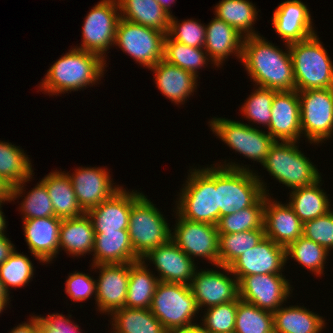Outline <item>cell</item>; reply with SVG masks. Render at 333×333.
Returning <instances> with one entry per match:
<instances>
[{"mask_svg": "<svg viewBox=\"0 0 333 333\" xmlns=\"http://www.w3.org/2000/svg\"><path fill=\"white\" fill-rule=\"evenodd\" d=\"M285 47L287 51L260 35L244 37L241 63L255 86L276 91L295 90L289 44L285 43Z\"/></svg>", "mask_w": 333, "mask_h": 333, "instance_id": "cell-1", "label": "cell"}, {"mask_svg": "<svg viewBox=\"0 0 333 333\" xmlns=\"http://www.w3.org/2000/svg\"><path fill=\"white\" fill-rule=\"evenodd\" d=\"M106 65L99 55L72 48L47 70L40 91L50 96L86 89L101 80Z\"/></svg>", "mask_w": 333, "mask_h": 333, "instance_id": "cell-2", "label": "cell"}, {"mask_svg": "<svg viewBox=\"0 0 333 333\" xmlns=\"http://www.w3.org/2000/svg\"><path fill=\"white\" fill-rule=\"evenodd\" d=\"M263 181L249 166L232 161L217 163L215 188L218 190V220L252 206L264 193L270 196Z\"/></svg>", "mask_w": 333, "mask_h": 333, "instance_id": "cell-3", "label": "cell"}, {"mask_svg": "<svg viewBox=\"0 0 333 333\" xmlns=\"http://www.w3.org/2000/svg\"><path fill=\"white\" fill-rule=\"evenodd\" d=\"M201 169L191 168L183 184L176 212L184 219L216 225L218 222V190L215 188V164Z\"/></svg>", "mask_w": 333, "mask_h": 333, "instance_id": "cell-4", "label": "cell"}, {"mask_svg": "<svg viewBox=\"0 0 333 333\" xmlns=\"http://www.w3.org/2000/svg\"><path fill=\"white\" fill-rule=\"evenodd\" d=\"M295 90L333 88V62L317 34L289 44Z\"/></svg>", "mask_w": 333, "mask_h": 333, "instance_id": "cell-5", "label": "cell"}, {"mask_svg": "<svg viewBox=\"0 0 333 333\" xmlns=\"http://www.w3.org/2000/svg\"><path fill=\"white\" fill-rule=\"evenodd\" d=\"M149 309L168 332L199 325L193 319L199 309L190 285L160 281Z\"/></svg>", "mask_w": 333, "mask_h": 333, "instance_id": "cell-6", "label": "cell"}, {"mask_svg": "<svg viewBox=\"0 0 333 333\" xmlns=\"http://www.w3.org/2000/svg\"><path fill=\"white\" fill-rule=\"evenodd\" d=\"M294 141H275L261 164L279 183L297 189L321 179L318 169L305 157Z\"/></svg>", "mask_w": 333, "mask_h": 333, "instance_id": "cell-7", "label": "cell"}, {"mask_svg": "<svg viewBox=\"0 0 333 333\" xmlns=\"http://www.w3.org/2000/svg\"><path fill=\"white\" fill-rule=\"evenodd\" d=\"M159 209L143 194L131 207L128 233L134 253L141 259L171 239V229Z\"/></svg>", "mask_w": 333, "mask_h": 333, "instance_id": "cell-8", "label": "cell"}, {"mask_svg": "<svg viewBox=\"0 0 333 333\" xmlns=\"http://www.w3.org/2000/svg\"><path fill=\"white\" fill-rule=\"evenodd\" d=\"M166 33L120 18L114 46L131 56L145 68L155 66L164 58Z\"/></svg>", "mask_w": 333, "mask_h": 333, "instance_id": "cell-9", "label": "cell"}, {"mask_svg": "<svg viewBox=\"0 0 333 333\" xmlns=\"http://www.w3.org/2000/svg\"><path fill=\"white\" fill-rule=\"evenodd\" d=\"M212 132L235 152L262 164L275 140L265 131L250 124L225 118L209 121Z\"/></svg>", "mask_w": 333, "mask_h": 333, "instance_id": "cell-10", "label": "cell"}, {"mask_svg": "<svg viewBox=\"0 0 333 333\" xmlns=\"http://www.w3.org/2000/svg\"><path fill=\"white\" fill-rule=\"evenodd\" d=\"M301 131L312 144L322 143L333 135V88L298 92Z\"/></svg>", "mask_w": 333, "mask_h": 333, "instance_id": "cell-11", "label": "cell"}, {"mask_svg": "<svg viewBox=\"0 0 333 333\" xmlns=\"http://www.w3.org/2000/svg\"><path fill=\"white\" fill-rule=\"evenodd\" d=\"M119 19L117 0L99 1L85 17L81 46L74 48L97 54L107 61L106 51L114 45Z\"/></svg>", "mask_w": 333, "mask_h": 333, "instance_id": "cell-12", "label": "cell"}, {"mask_svg": "<svg viewBox=\"0 0 333 333\" xmlns=\"http://www.w3.org/2000/svg\"><path fill=\"white\" fill-rule=\"evenodd\" d=\"M177 222L171 240L191 259L201 257L212 265H219V233L216 225L193 222L182 218L176 211ZM206 258V259H205Z\"/></svg>", "mask_w": 333, "mask_h": 333, "instance_id": "cell-13", "label": "cell"}, {"mask_svg": "<svg viewBox=\"0 0 333 333\" xmlns=\"http://www.w3.org/2000/svg\"><path fill=\"white\" fill-rule=\"evenodd\" d=\"M216 267L226 274L212 269L196 270L190 283L199 311L202 307L209 308L235 301L239 297L238 280L232 274L230 268L222 265Z\"/></svg>", "mask_w": 333, "mask_h": 333, "instance_id": "cell-14", "label": "cell"}, {"mask_svg": "<svg viewBox=\"0 0 333 333\" xmlns=\"http://www.w3.org/2000/svg\"><path fill=\"white\" fill-rule=\"evenodd\" d=\"M238 288L241 300L270 312L277 311L293 290L282 274L244 276L238 282Z\"/></svg>", "mask_w": 333, "mask_h": 333, "instance_id": "cell-15", "label": "cell"}, {"mask_svg": "<svg viewBox=\"0 0 333 333\" xmlns=\"http://www.w3.org/2000/svg\"><path fill=\"white\" fill-rule=\"evenodd\" d=\"M286 261V248L264 236L258 244L243 252L230 266L238 282L248 275L282 274Z\"/></svg>", "mask_w": 333, "mask_h": 333, "instance_id": "cell-16", "label": "cell"}, {"mask_svg": "<svg viewBox=\"0 0 333 333\" xmlns=\"http://www.w3.org/2000/svg\"><path fill=\"white\" fill-rule=\"evenodd\" d=\"M67 175L72 182L77 202L86 213L109 199L121 186L113 183L107 168L79 167Z\"/></svg>", "mask_w": 333, "mask_h": 333, "instance_id": "cell-17", "label": "cell"}, {"mask_svg": "<svg viewBox=\"0 0 333 333\" xmlns=\"http://www.w3.org/2000/svg\"><path fill=\"white\" fill-rule=\"evenodd\" d=\"M99 269L96 280V303L101 313L111 314L125 307L128 291L130 263L92 265Z\"/></svg>", "mask_w": 333, "mask_h": 333, "instance_id": "cell-18", "label": "cell"}, {"mask_svg": "<svg viewBox=\"0 0 333 333\" xmlns=\"http://www.w3.org/2000/svg\"><path fill=\"white\" fill-rule=\"evenodd\" d=\"M268 133L275 141L298 142L302 137L300 100L297 90L277 91L272 102Z\"/></svg>", "mask_w": 333, "mask_h": 333, "instance_id": "cell-19", "label": "cell"}, {"mask_svg": "<svg viewBox=\"0 0 333 333\" xmlns=\"http://www.w3.org/2000/svg\"><path fill=\"white\" fill-rule=\"evenodd\" d=\"M150 261L158 271V279L163 282L190 285L197 266L171 239L155 249L150 250L142 261Z\"/></svg>", "mask_w": 333, "mask_h": 333, "instance_id": "cell-20", "label": "cell"}, {"mask_svg": "<svg viewBox=\"0 0 333 333\" xmlns=\"http://www.w3.org/2000/svg\"><path fill=\"white\" fill-rule=\"evenodd\" d=\"M142 195L121 186L109 199L87 211L95 233L128 230L131 207Z\"/></svg>", "mask_w": 333, "mask_h": 333, "instance_id": "cell-21", "label": "cell"}, {"mask_svg": "<svg viewBox=\"0 0 333 333\" xmlns=\"http://www.w3.org/2000/svg\"><path fill=\"white\" fill-rule=\"evenodd\" d=\"M272 16L275 32L286 44L303 41L316 34L310 10L300 0L282 2Z\"/></svg>", "mask_w": 333, "mask_h": 333, "instance_id": "cell-22", "label": "cell"}, {"mask_svg": "<svg viewBox=\"0 0 333 333\" xmlns=\"http://www.w3.org/2000/svg\"><path fill=\"white\" fill-rule=\"evenodd\" d=\"M264 233L276 244L287 248L303 233V223L296 216L293 209L287 204H282L266 194L264 206Z\"/></svg>", "mask_w": 333, "mask_h": 333, "instance_id": "cell-23", "label": "cell"}, {"mask_svg": "<svg viewBox=\"0 0 333 333\" xmlns=\"http://www.w3.org/2000/svg\"><path fill=\"white\" fill-rule=\"evenodd\" d=\"M62 219L56 216L23 220V232L30 253L40 263H50L59 254Z\"/></svg>", "mask_w": 333, "mask_h": 333, "instance_id": "cell-24", "label": "cell"}, {"mask_svg": "<svg viewBox=\"0 0 333 333\" xmlns=\"http://www.w3.org/2000/svg\"><path fill=\"white\" fill-rule=\"evenodd\" d=\"M24 150L12 143L0 141V179L10 189V199L21 197L24 185L31 181L32 164Z\"/></svg>", "mask_w": 333, "mask_h": 333, "instance_id": "cell-25", "label": "cell"}, {"mask_svg": "<svg viewBox=\"0 0 333 333\" xmlns=\"http://www.w3.org/2000/svg\"><path fill=\"white\" fill-rule=\"evenodd\" d=\"M212 19L208 25H205L204 49L208 58L217 67L222 66L230 54H234L241 60L244 36L216 16Z\"/></svg>", "mask_w": 333, "mask_h": 333, "instance_id": "cell-26", "label": "cell"}, {"mask_svg": "<svg viewBox=\"0 0 333 333\" xmlns=\"http://www.w3.org/2000/svg\"><path fill=\"white\" fill-rule=\"evenodd\" d=\"M155 73V83L161 93L175 104H184L197 88V77L192 73L161 59L149 70Z\"/></svg>", "mask_w": 333, "mask_h": 333, "instance_id": "cell-27", "label": "cell"}, {"mask_svg": "<svg viewBox=\"0 0 333 333\" xmlns=\"http://www.w3.org/2000/svg\"><path fill=\"white\" fill-rule=\"evenodd\" d=\"M92 265L133 263L141 260L135 253L128 230L95 233Z\"/></svg>", "mask_w": 333, "mask_h": 333, "instance_id": "cell-28", "label": "cell"}, {"mask_svg": "<svg viewBox=\"0 0 333 333\" xmlns=\"http://www.w3.org/2000/svg\"><path fill=\"white\" fill-rule=\"evenodd\" d=\"M95 231L91 219L84 213L81 216L62 219L59 233V249L75 256L92 253Z\"/></svg>", "mask_w": 333, "mask_h": 333, "instance_id": "cell-29", "label": "cell"}, {"mask_svg": "<svg viewBox=\"0 0 333 333\" xmlns=\"http://www.w3.org/2000/svg\"><path fill=\"white\" fill-rule=\"evenodd\" d=\"M64 172H59L57 169L51 171L41 182L46 186L55 216L69 219L81 216L85 212L77 202L70 177Z\"/></svg>", "mask_w": 333, "mask_h": 333, "instance_id": "cell-30", "label": "cell"}, {"mask_svg": "<svg viewBox=\"0 0 333 333\" xmlns=\"http://www.w3.org/2000/svg\"><path fill=\"white\" fill-rule=\"evenodd\" d=\"M274 333H321L325 327L322 316L304 306L280 307L273 312Z\"/></svg>", "mask_w": 333, "mask_h": 333, "instance_id": "cell-31", "label": "cell"}, {"mask_svg": "<svg viewBox=\"0 0 333 333\" xmlns=\"http://www.w3.org/2000/svg\"><path fill=\"white\" fill-rule=\"evenodd\" d=\"M322 178L315 184L300 187L290 192L288 205L293 209L302 223L316 219L333 210L324 189H321ZM321 184V185H320Z\"/></svg>", "mask_w": 333, "mask_h": 333, "instance_id": "cell-32", "label": "cell"}, {"mask_svg": "<svg viewBox=\"0 0 333 333\" xmlns=\"http://www.w3.org/2000/svg\"><path fill=\"white\" fill-rule=\"evenodd\" d=\"M120 18L167 34L170 15L155 0H117Z\"/></svg>", "mask_w": 333, "mask_h": 333, "instance_id": "cell-33", "label": "cell"}, {"mask_svg": "<svg viewBox=\"0 0 333 333\" xmlns=\"http://www.w3.org/2000/svg\"><path fill=\"white\" fill-rule=\"evenodd\" d=\"M158 277L148 269L145 261L139 260L130 263L128 291L125 301L126 308L149 309L156 287Z\"/></svg>", "mask_w": 333, "mask_h": 333, "instance_id": "cell-34", "label": "cell"}, {"mask_svg": "<svg viewBox=\"0 0 333 333\" xmlns=\"http://www.w3.org/2000/svg\"><path fill=\"white\" fill-rule=\"evenodd\" d=\"M111 333H168L150 309L120 308L110 314Z\"/></svg>", "mask_w": 333, "mask_h": 333, "instance_id": "cell-35", "label": "cell"}, {"mask_svg": "<svg viewBox=\"0 0 333 333\" xmlns=\"http://www.w3.org/2000/svg\"><path fill=\"white\" fill-rule=\"evenodd\" d=\"M215 16L231 25L244 37L259 35L253 30L258 12L249 0H222L215 6Z\"/></svg>", "mask_w": 333, "mask_h": 333, "instance_id": "cell-36", "label": "cell"}, {"mask_svg": "<svg viewBox=\"0 0 333 333\" xmlns=\"http://www.w3.org/2000/svg\"><path fill=\"white\" fill-rule=\"evenodd\" d=\"M265 201L266 194L264 193L252 206L219 218L216 224L218 233L231 234L253 229H264Z\"/></svg>", "mask_w": 333, "mask_h": 333, "instance_id": "cell-37", "label": "cell"}, {"mask_svg": "<svg viewBox=\"0 0 333 333\" xmlns=\"http://www.w3.org/2000/svg\"><path fill=\"white\" fill-rule=\"evenodd\" d=\"M204 48L187 46L171 39L167 34L164 40V60L198 77V70L211 60ZM208 61V62H207Z\"/></svg>", "mask_w": 333, "mask_h": 333, "instance_id": "cell-38", "label": "cell"}, {"mask_svg": "<svg viewBox=\"0 0 333 333\" xmlns=\"http://www.w3.org/2000/svg\"><path fill=\"white\" fill-rule=\"evenodd\" d=\"M264 236V229L219 234V265L229 267L243 252L258 244Z\"/></svg>", "mask_w": 333, "mask_h": 333, "instance_id": "cell-39", "label": "cell"}, {"mask_svg": "<svg viewBox=\"0 0 333 333\" xmlns=\"http://www.w3.org/2000/svg\"><path fill=\"white\" fill-rule=\"evenodd\" d=\"M235 333H274L273 312L238 297Z\"/></svg>", "mask_w": 333, "mask_h": 333, "instance_id": "cell-40", "label": "cell"}, {"mask_svg": "<svg viewBox=\"0 0 333 333\" xmlns=\"http://www.w3.org/2000/svg\"><path fill=\"white\" fill-rule=\"evenodd\" d=\"M328 253L324 247L302 235L286 248V261L291 257L312 274L321 276Z\"/></svg>", "mask_w": 333, "mask_h": 333, "instance_id": "cell-41", "label": "cell"}, {"mask_svg": "<svg viewBox=\"0 0 333 333\" xmlns=\"http://www.w3.org/2000/svg\"><path fill=\"white\" fill-rule=\"evenodd\" d=\"M33 272V263L29 257L15 250L8 259L0 265V280L9 294L10 287L19 288L28 284L33 278Z\"/></svg>", "mask_w": 333, "mask_h": 333, "instance_id": "cell-42", "label": "cell"}, {"mask_svg": "<svg viewBox=\"0 0 333 333\" xmlns=\"http://www.w3.org/2000/svg\"><path fill=\"white\" fill-rule=\"evenodd\" d=\"M238 298L220 305L206 308L201 325L197 327L202 333H233L237 313Z\"/></svg>", "mask_w": 333, "mask_h": 333, "instance_id": "cell-43", "label": "cell"}, {"mask_svg": "<svg viewBox=\"0 0 333 333\" xmlns=\"http://www.w3.org/2000/svg\"><path fill=\"white\" fill-rule=\"evenodd\" d=\"M276 90L258 87L249 95L247 101L241 108V113L255 123L269 127L272 117V102Z\"/></svg>", "mask_w": 333, "mask_h": 333, "instance_id": "cell-44", "label": "cell"}, {"mask_svg": "<svg viewBox=\"0 0 333 333\" xmlns=\"http://www.w3.org/2000/svg\"><path fill=\"white\" fill-rule=\"evenodd\" d=\"M167 35L174 41L187 46L204 48L206 27L194 19H187L180 23L172 15Z\"/></svg>", "mask_w": 333, "mask_h": 333, "instance_id": "cell-45", "label": "cell"}, {"mask_svg": "<svg viewBox=\"0 0 333 333\" xmlns=\"http://www.w3.org/2000/svg\"><path fill=\"white\" fill-rule=\"evenodd\" d=\"M21 202L19 209L23 212L22 220L55 216L48 191L41 181L27 193V196H24Z\"/></svg>", "mask_w": 333, "mask_h": 333, "instance_id": "cell-46", "label": "cell"}, {"mask_svg": "<svg viewBox=\"0 0 333 333\" xmlns=\"http://www.w3.org/2000/svg\"><path fill=\"white\" fill-rule=\"evenodd\" d=\"M302 235L324 247L333 249V211L303 223Z\"/></svg>", "mask_w": 333, "mask_h": 333, "instance_id": "cell-47", "label": "cell"}, {"mask_svg": "<svg viewBox=\"0 0 333 333\" xmlns=\"http://www.w3.org/2000/svg\"><path fill=\"white\" fill-rule=\"evenodd\" d=\"M65 293L76 302H83L95 295L96 300V279H93L90 275L75 272L70 273L66 280Z\"/></svg>", "mask_w": 333, "mask_h": 333, "instance_id": "cell-48", "label": "cell"}, {"mask_svg": "<svg viewBox=\"0 0 333 333\" xmlns=\"http://www.w3.org/2000/svg\"><path fill=\"white\" fill-rule=\"evenodd\" d=\"M79 325L63 314L53 313L46 317L37 316V333H82Z\"/></svg>", "mask_w": 333, "mask_h": 333, "instance_id": "cell-49", "label": "cell"}, {"mask_svg": "<svg viewBox=\"0 0 333 333\" xmlns=\"http://www.w3.org/2000/svg\"><path fill=\"white\" fill-rule=\"evenodd\" d=\"M14 246L5 234L0 235V265L15 251Z\"/></svg>", "mask_w": 333, "mask_h": 333, "instance_id": "cell-50", "label": "cell"}, {"mask_svg": "<svg viewBox=\"0 0 333 333\" xmlns=\"http://www.w3.org/2000/svg\"><path fill=\"white\" fill-rule=\"evenodd\" d=\"M9 333H37V316H31L28 322L15 326Z\"/></svg>", "mask_w": 333, "mask_h": 333, "instance_id": "cell-51", "label": "cell"}, {"mask_svg": "<svg viewBox=\"0 0 333 333\" xmlns=\"http://www.w3.org/2000/svg\"><path fill=\"white\" fill-rule=\"evenodd\" d=\"M0 201L11 202L10 189L0 179Z\"/></svg>", "mask_w": 333, "mask_h": 333, "instance_id": "cell-52", "label": "cell"}, {"mask_svg": "<svg viewBox=\"0 0 333 333\" xmlns=\"http://www.w3.org/2000/svg\"><path fill=\"white\" fill-rule=\"evenodd\" d=\"M157 3L161 5V7L164 9L165 12H167L168 15L172 16V12L170 13L171 9V3H174V0H155Z\"/></svg>", "mask_w": 333, "mask_h": 333, "instance_id": "cell-53", "label": "cell"}, {"mask_svg": "<svg viewBox=\"0 0 333 333\" xmlns=\"http://www.w3.org/2000/svg\"><path fill=\"white\" fill-rule=\"evenodd\" d=\"M5 201H0V235L5 234V229H6V219L3 215V212L1 211V205H3L2 203H4Z\"/></svg>", "mask_w": 333, "mask_h": 333, "instance_id": "cell-54", "label": "cell"}, {"mask_svg": "<svg viewBox=\"0 0 333 333\" xmlns=\"http://www.w3.org/2000/svg\"><path fill=\"white\" fill-rule=\"evenodd\" d=\"M168 333H202L198 327L188 329V330H172Z\"/></svg>", "mask_w": 333, "mask_h": 333, "instance_id": "cell-55", "label": "cell"}, {"mask_svg": "<svg viewBox=\"0 0 333 333\" xmlns=\"http://www.w3.org/2000/svg\"><path fill=\"white\" fill-rule=\"evenodd\" d=\"M10 297H0V313L9 305Z\"/></svg>", "mask_w": 333, "mask_h": 333, "instance_id": "cell-56", "label": "cell"}, {"mask_svg": "<svg viewBox=\"0 0 333 333\" xmlns=\"http://www.w3.org/2000/svg\"><path fill=\"white\" fill-rule=\"evenodd\" d=\"M0 297H10L7 291L5 290L1 280H0Z\"/></svg>", "mask_w": 333, "mask_h": 333, "instance_id": "cell-57", "label": "cell"}]
</instances>
